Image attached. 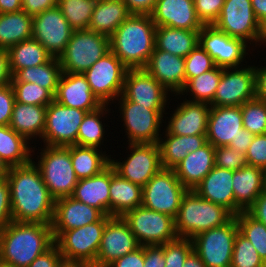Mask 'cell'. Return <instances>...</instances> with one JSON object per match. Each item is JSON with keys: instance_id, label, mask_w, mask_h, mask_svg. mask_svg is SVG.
Here are the masks:
<instances>
[{"instance_id": "6da1fadb", "label": "cell", "mask_w": 266, "mask_h": 267, "mask_svg": "<svg viewBox=\"0 0 266 267\" xmlns=\"http://www.w3.org/2000/svg\"><path fill=\"white\" fill-rule=\"evenodd\" d=\"M7 179L13 221L51 224L55 199L34 162L10 167Z\"/></svg>"}, {"instance_id": "7a4b0ae2", "label": "cell", "mask_w": 266, "mask_h": 267, "mask_svg": "<svg viewBox=\"0 0 266 267\" xmlns=\"http://www.w3.org/2000/svg\"><path fill=\"white\" fill-rule=\"evenodd\" d=\"M54 244L51 224L12 221L0 231V264L28 267Z\"/></svg>"}, {"instance_id": "3957f363", "label": "cell", "mask_w": 266, "mask_h": 267, "mask_svg": "<svg viewBox=\"0 0 266 267\" xmlns=\"http://www.w3.org/2000/svg\"><path fill=\"white\" fill-rule=\"evenodd\" d=\"M155 33L150 15L131 14L110 36V50L128 69L144 68L155 49Z\"/></svg>"}, {"instance_id": "277c9868", "label": "cell", "mask_w": 266, "mask_h": 267, "mask_svg": "<svg viewBox=\"0 0 266 267\" xmlns=\"http://www.w3.org/2000/svg\"><path fill=\"white\" fill-rule=\"evenodd\" d=\"M232 217L223 206L205 200L194 190H188L175 218V229L178 237L192 239L201 232L224 225Z\"/></svg>"}, {"instance_id": "5b68a950", "label": "cell", "mask_w": 266, "mask_h": 267, "mask_svg": "<svg viewBox=\"0 0 266 267\" xmlns=\"http://www.w3.org/2000/svg\"><path fill=\"white\" fill-rule=\"evenodd\" d=\"M35 147L32 148V161L38 167L42 179L51 196L57 200L72 196L78 179L75 175L70 157V145L47 146L43 145L36 154L38 162H35ZM40 151V152H39Z\"/></svg>"}, {"instance_id": "8992f818", "label": "cell", "mask_w": 266, "mask_h": 267, "mask_svg": "<svg viewBox=\"0 0 266 267\" xmlns=\"http://www.w3.org/2000/svg\"><path fill=\"white\" fill-rule=\"evenodd\" d=\"M117 101L119 117L125 129L124 136L128 139L126 144L158 143L162 135L160 132L163 130V118L170 114L165 112L168 109H148V106L127 100L122 94L113 104Z\"/></svg>"}, {"instance_id": "52a82bcc", "label": "cell", "mask_w": 266, "mask_h": 267, "mask_svg": "<svg viewBox=\"0 0 266 267\" xmlns=\"http://www.w3.org/2000/svg\"><path fill=\"white\" fill-rule=\"evenodd\" d=\"M109 51L110 37L90 30H75L58 57L61 71L83 74Z\"/></svg>"}, {"instance_id": "ba28073f", "label": "cell", "mask_w": 266, "mask_h": 267, "mask_svg": "<svg viewBox=\"0 0 266 267\" xmlns=\"http://www.w3.org/2000/svg\"><path fill=\"white\" fill-rule=\"evenodd\" d=\"M187 191L173 169L161 168L142 187V206L175 219Z\"/></svg>"}, {"instance_id": "9c48e42d", "label": "cell", "mask_w": 266, "mask_h": 267, "mask_svg": "<svg viewBox=\"0 0 266 267\" xmlns=\"http://www.w3.org/2000/svg\"><path fill=\"white\" fill-rule=\"evenodd\" d=\"M236 216L222 226L204 231L192 238L193 250L206 267H230L236 234Z\"/></svg>"}, {"instance_id": "30bf717a", "label": "cell", "mask_w": 266, "mask_h": 267, "mask_svg": "<svg viewBox=\"0 0 266 267\" xmlns=\"http://www.w3.org/2000/svg\"><path fill=\"white\" fill-rule=\"evenodd\" d=\"M122 218L141 246L162 245L178 238L175 219L170 215L139 206L126 212Z\"/></svg>"}, {"instance_id": "8fae6325", "label": "cell", "mask_w": 266, "mask_h": 267, "mask_svg": "<svg viewBox=\"0 0 266 267\" xmlns=\"http://www.w3.org/2000/svg\"><path fill=\"white\" fill-rule=\"evenodd\" d=\"M126 148L129 149L127 156H121V160L110 157V165L121 177L143 187L162 168L159 146L157 143H129Z\"/></svg>"}, {"instance_id": "7c38bea8", "label": "cell", "mask_w": 266, "mask_h": 267, "mask_svg": "<svg viewBox=\"0 0 266 267\" xmlns=\"http://www.w3.org/2000/svg\"><path fill=\"white\" fill-rule=\"evenodd\" d=\"M128 68L110 50L83 73L92 93L102 104H109L122 94ZM112 101V102H111Z\"/></svg>"}, {"instance_id": "4fadbf2b", "label": "cell", "mask_w": 266, "mask_h": 267, "mask_svg": "<svg viewBox=\"0 0 266 267\" xmlns=\"http://www.w3.org/2000/svg\"><path fill=\"white\" fill-rule=\"evenodd\" d=\"M110 217L103 215L97 222L63 231L54 240L62 258L80 260L93 265L96 261L106 221Z\"/></svg>"}, {"instance_id": "5bb4252c", "label": "cell", "mask_w": 266, "mask_h": 267, "mask_svg": "<svg viewBox=\"0 0 266 267\" xmlns=\"http://www.w3.org/2000/svg\"><path fill=\"white\" fill-rule=\"evenodd\" d=\"M199 45L212 57L215 66L222 68L246 65L243 62H248V52L254 51L244 40L231 37L213 25H204L199 31Z\"/></svg>"}, {"instance_id": "9a60e30c", "label": "cell", "mask_w": 266, "mask_h": 267, "mask_svg": "<svg viewBox=\"0 0 266 267\" xmlns=\"http://www.w3.org/2000/svg\"><path fill=\"white\" fill-rule=\"evenodd\" d=\"M213 26L231 37L244 40L254 50L257 48L260 23L253 12L251 0H225Z\"/></svg>"}, {"instance_id": "2e32d148", "label": "cell", "mask_w": 266, "mask_h": 267, "mask_svg": "<svg viewBox=\"0 0 266 267\" xmlns=\"http://www.w3.org/2000/svg\"><path fill=\"white\" fill-rule=\"evenodd\" d=\"M86 111L64 106L53 100L47 106L46 125L42 136L43 145H77L79 126Z\"/></svg>"}, {"instance_id": "e0dca14e", "label": "cell", "mask_w": 266, "mask_h": 267, "mask_svg": "<svg viewBox=\"0 0 266 267\" xmlns=\"http://www.w3.org/2000/svg\"><path fill=\"white\" fill-rule=\"evenodd\" d=\"M223 68L210 106H241L255 98V65Z\"/></svg>"}, {"instance_id": "ac0fdd59", "label": "cell", "mask_w": 266, "mask_h": 267, "mask_svg": "<svg viewBox=\"0 0 266 267\" xmlns=\"http://www.w3.org/2000/svg\"><path fill=\"white\" fill-rule=\"evenodd\" d=\"M73 31L57 5L34 16L32 20V38L55 58L64 52Z\"/></svg>"}, {"instance_id": "d6986e66", "label": "cell", "mask_w": 266, "mask_h": 267, "mask_svg": "<svg viewBox=\"0 0 266 267\" xmlns=\"http://www.w3.org/2000/svg\"><path fill=\"white\" fill-rule=\"evenodd\" d=\"M122 95L129 101L148 106V109H168L172 101V93L144 68L127 70Z\"/></svg>"}, {"instance_id": "ffe728a7", "label": "cell", "mask_w": 266, "mask_h": 267, "mask_svg": "<svg viewBox=\"0 0 266 267\" xmlns=\"http://www.w3.org/2000/svg\"><path fill=\"white\" fill-rule=\"evenodd\" d=\"M141 245L120 216H111L103 230L100 247L92 267H107Z\"/></svg>"}, {"instance_id": "44dd1931", "label": "cell", "mask_w": 266, "mask_h": 267, "mask_svg": "<svg viewBox=\"0 0 266 267\" xmlns=\"http://www.w3.org/2000/svg\"><path fill=\"white\" fill-rule=\"evenodd\" d=\"M176 109H173L171 116L164 117V129L168 134L186 135H206L210 104L190 102L184 99ZM168 119V121H166ZM168 122V123H167Z\"/></svg>"}, {"instance_id": "7402d4cb", "label": "cell", "mask_w": 266, "mask_h": 267, "mask_svg": "<svg viewBox=\"0 0 266 267\" xmlns=\"http://www.w3.org/2000/svg\"><path fill=\"white\" fill-rule=\"evenodd\" d=\"M150 16L156 27L200 31L204 26L197 16L193 0H157Z\"/></svg>"}, {"instance_id": "603a6c76", "label": "cell", "mask_w": 266, "mask_h": 267, "mask_svg": "<svg viewBox=\"0 0 266 267\" xmlns=\"http://www.w3.org/2000/svg\"><path fill=\"white\" fill-rule=\"evenodd\" d=\"M102 216L103 214L98 209L75 200L71 196L57 199L51 223L54 240L63 231L97 222Z\"/></svg>"}, {"instance_id": "cb8c5ba5", "label": "cell", "mask_w": 266, "mask_h": 267, "mask_svg": "<svg viewBox=\"0 0 266 267\" xmlns=\"http://www.w3.org/2000/svg\"><path fill=\"white\" fill-rule=\"evenodd\" d=\"M54 100L64 106L77 108L87 113L103 105L92 93L88 81L81 73L62 72Z\"/></svg>"}, {"instance_id": "d4e9b609", "label": "cell", "mask_w": 266, "mask_h": 267, "mask_svg": "<svg viewBox=\"0 0 266 267\" xmlns=\"http://www.w3.org/2000/svg\"><path fill=\"white\" fill-rule=\"evenodd\" d=\"M243 128L241 106H211L206 138L214 148L228 146Z\"/></svg>"}, {"instance_id": "484cf974", "label": "cell", "mask_w": 266, "mask_h": 267, "mask_svg": "<svg viewBox=\"0 0 266 267\" xmlns=\"http://www.w3.org/2000/svg\"><path fill=\"white\" fill-rule=\"evenodd\" d=\"M144 69L172 95L179 94L186 84L185 58L154 49Z\"/></svg>"}, {"instance_id": "4316f807", "label": "cell", "mask_w": 266, "mask_h": 267, "mask_svg": "<svg viewBox=\"0 0 266 267\" xmlns=\"http://www.w3.org/2000/svg\"><path fill=\"white\" fill-rule=\"evenodd\" d=\"M232 177L233 171L214 166L193 190L200 197L223 206L235 216V198Z\"/></svg>"}, {"instance_id": "83f0119b", "label": "cell", "mask_w": 266, "mask_h": 267, "mask_svg": "<svg viewBox=\"0 0 266 267\" xmlns=\"http://www.w3.org/2000/svg\"><path fill=\"white\" fill-rule=\"evenodd\" d=\"M232 178L235 215H237L242 211H247L265 190V171L256 166L246 165L233 171Z\"/></svg>"}, {"instance_id": "f1b7e54d", "label": "cell", "mask_w": 266, "mask_h": 267, "mask_svg": "<svg viewBox=\"0 0 266 267\" xmlns=\"http://www.w3.org/2000/svg\"><path fill=\"white\" fill-rule=\"evenodd\" d=\"M215 148L207 142L188 155L173 169L188 190H193L215 166Z\"/></svg>"}, {"instance_id": "f546056e", "label": "cell", "mask_w": 266, "mask_h": 267, "mask_svg": "<svg viewBox=\"0 0 266 267\" xmlns=\"http://www.w3.org/2000/svg\"><path fill=\"white\" fill-rule=\"evenodd\" d=\"M111 165L98 175L78 180L71 197L110 216Z\"/></svg>"}, {"instance_id": "4dcf8cb0", "label": "cell", "mask_w": 266, "mask_h": 267, "mask_svg": "<svg viewBox=\"0 0 266 267\" xmlns=\"http://www.w3.org/2000/svg\"><path fill=\"white\" fill-rule=\"evenodd\" d=\"M206 143V135L178 136L164 131L157 143L162 168L174 169L188 153L198 150Z\"/></svg>"}, {"instance_id": "1f68e13d", "label": "cell", "mask_w": 266, "mask_h": 267, "mask_svg": "<svg viewBox=\"0 0 266 267\" xmlns=\"http://www.w3.org/2000/svg\"><path fill=\"white\" fill-rule=\"evenodd\" d=\"M46 112L47 106L31 105L15 101L9 126L28 142L32 140L33 144L37 138L39 140L42 139L46 125Z\"/></svg>"}, {"instance_id": "d6a6232c", "label": "cell", "mask_w": 266, "mask_h": 267, "mask_svg": "<svg viewBox=\"0 0 266 267\" xmlns=\"http://www.w3.org/2000/svg\"><path fill=\"white\" fill-rule=\"evenodd\" d=\"M110 216L122 217L126 212L142 206V187L121 177L111 166Z\"/></svg>"}, {"instance_id": "836d02e7", "label": "cell", "mask_w": 266, "mask_h": 267, "mask_svg": "<svg viewBox=\"0 0 266 267\" xmlns=\"http://www.w3.org/2000/svg\"><path fill=\"white\" fill-rule=\"evenodd\" d=\"M131 13L123 0H102L95 4L88 30L110 37Z\"/></svg>"}, {"instance_id": "e575fe53", "label": "cell", "mask_w": 266, "mask_h": 267, "mask_svg": "<svg viewBox=\"0 0 266 267\" xmlns=\"http://www.w3.org/2000/svg\"><path fill=\"white\" fill-rule=\"evenodd\" d=\"M199 44V31L156 27L155 48L185 58Z\"/></svg>"}, {"instance_id": "d590c367", "label": "cell", "mask_w": 266, "mask_h": 267, "mask_svg": "<svg viewBox=\"0 0 266 267\" xmlns=\"http://www.w3.org/2000/svg\"><path fill=\"white\" fill-rule=\"evenodd\" d=\"M111 156L96 147L70 145V157L78 180L101 173L110 165Z\"/></svg>"}, {"instance_id": "8d00e7d4", "label": "cell", "mask_w": 266, "mask_h": 267, "mask_svg": "<svg viewBox=\"0 0 266 267\" xmlns=\"http://www.w3.org/2000/svg\"><path fill=\"white\" fill-rule=\"evenodd\" d=\"M33 17L25 11L0 13V49L32 38Z\"/></svg>"}, {"instance_id": "74e56055", "label": "cell", "mask_w": 266, "mask_h": 267, "mask_svg": "<svg viewBox=\"0 0 266 267\" xmlns=\"http://www.w3.org/2000/svg\"><path fill=\"white\" fill-rule=\"evenodd\" d=\"M23 136L9 125L0 126V157L9 167L25 165L32 160V148Z\"/></svg>"}, {"instance_id": "f35d334b", "label": "cell", "mask_w": 266, "mask_h": 267, "mask_svg": "<svg viewBox=\"0 0 266 267\" xmlns=\"http://www.w3.org/2000/svg\"><path fill=\"white\" fill-rule=\"evenodd\" d=\"M222 72V67L215 66L213 69L189 79L179 94H174L173 97H180V100H182L183 96L187 97L189 95L188 99L185 98V100L211 104L213 102Z\"/></svg>"}, {"instance_id": "ab89813d", "label": "cell", "mask_w": 266, "mask_h": 267, "mask_svg": "<svg viewBox=\"0 0 266 267\" xmlns=\"http://www.w3.org/2000/svg\"><path fill=\"white\" fill-rule=\"evenodd\" d=\"M110 113L111 108L109 104H103L97 110L86 113L79 126L77 145L102 149L101 146H103L104 141L107 140V138L104 137L107 134L105 126L110 127L103 122L105 118L107 120V116L110 115Z\"/></svg>"}, {"instance_id": "60d3db41", "label": "cell", "mask_w": 266, "mask_h": 267, "mask_svg": "<svg viewBox=\"0 0 266 267\" xmlns=\"http://www.w3.org/2000/svg\"><path fill=\"white\" fill-rule=\"evenodd\" d=\"M61 73L59 59L51 57L46 63L41 65L18 70L13 75L11 82H32L49 90L55 96Z\"/></svg>"}, {"instance_id": "b9f144b4", "label": "cell", "mask_w": 266, "mask_h": 267, "mask_svg": "<svg viewBox=\"0 0 266 267\" xmlns=\"http://www.w3.org/2000/svg\"><path fill=\"white\" fill-rule=\"evenodd\" d=\"M7 52L13 75L23 68L46 63L52 57L45 47L33 38L9 47Z\"/></svg>"}, {"instance_id": "7bdbcfd3", "label": "cell", "mask_w": 266, "mask_h": 267, "mask_svg": "<svg viewBox=\"0 0 266 267\" xmlns=\"http://www.w3.org/2000/svg\"><path fill=\"white\" fill-rule=\"evenodd\" d=\"M96 1L94 0H58L57 6L75 30H88Z\"/></svg>"}, {"instance_id": "ee69618b", "label": "cell", "mask_w": 266, "mask_h": 267, "mask_svg": "<svg viewBox=\"0 0 266 267\" xmlns=\"http://www.w3.org/2000/svg\"><path fill=\"white\" fill-rule=\"evenodd\" d=\"M239 232L245 236L259 256L266 261V225L256 220L247 211H242L235 215Z\"/></svg>"}, {"instance_id": "f6af8a7d", "label": "cell", "mask_w": 266, "mask_h": 267, "mask_svg": "<svg viewBox=\"0 0 266 267\" xmlns=\"http://www.w3.org/2000/svg\"><path fill=\"white\" fill-rule=\"evenodd\" d=\"M244 129L253 135L266 134V102L254 98L241 105Z\"/></svg>"}, {"instance_id": "bcb514c9", "label": "cell", "mask_w": 266, "mask_h": 267, "mask_svg": "<svg viewBox=\"0 0 266 267\" xmlns=\"http://www.w3.org/2000/svg\"><path fill=\"white\" fill-rule=\"evenodd\" d=\"M14 90L15 100L19 103L48 106L54 95L38 84L28 82H11Z\"/></svg>"}, {"instance_id": "7dc6e473", "label": "cell", "mask_w": 266, "mask_h": 267, "mask_svg": "<svg viewBox=\"0 0 266 267\" xmlns=\"http://www.w3.org/2000/svg\"><path fill=\"white\" fill-rule=\"evenodd\" d=\"M230 267H264V261L257 250L239 231L235 237Z\"/></svg>"}, {"instance_id": "c3c4849f", "label": "cell", "mask_w": 266, "mask_h": 267, "mask_svg": "<svg viewBox=\"0 0 266 267\" xmlns=\"http://www.w3.org/2000/svg\"><path fill=\"white\" fill-rule=\"evenodd\" d=\"M215 67L212 57L198 44L185 57L186 82Z\"/></svg>"}, {"instance_id": "681fc988", "label": "cell", "mask_w": 266, "mask_h": 267, "mask_svg": "<svg viewBox=\"0 0 266 267\" xmlns=\"http://www.w3.org/2000/svg\"><path fill=\"white\" fill-rule=\"evenodd\" d=\"M193 250L192 239L178 237L164 244L165 267H183L189 253Z\"/></svg>"}, {"instance_id": "f907efd6", "label": "cell", "mask_w": 266, "mask_h": 267, "mask_svg": "<svg viewBox=\"0 0 266 267\" xmlns=\"http://www.w3.org/2000/svg\"><path fill=\"white\" fill-rule=\"evenodd\" d=\"M215 166L231 171L239 170L247 165L245 154L230 146L215 147Z\"/></svg>"}, {"instance_id": "816d5d0a", "label": "cell", "mask_w": 266, "mask_h": 267, "mask_svg": "<svg viewBox=\"0 0 266 267\" xmlns=\"http://www.w3.org/2000/svg\"><path fill=\"white\" fill-rule=\"evenodd\" d=\"M246 163L266 171V134L254 135L245 154Z\"/></svg>"}, {"instance_id": "f5cc1de1", "label": "cell", "mask_w": 266, "mask_h": 267, "mask_svg": "<svg viewBox=\"0 0 266 267\" xmlns=\"http://www.w3.org/2000/svg\"><path fill=\"white\" fill-rule=\"evenodd\" d=\"M225 0H196L197 16L204 25H213L218 19Z\"/></svg>"}, {"instance_id": "db71d44e", "label": "cell", "mask_w": 266, "mask_h": 267, "mask_svg": "<svg viewBox=\"0 0 266 267\" xmlns=\"http://www.w3.org/2000/svg\"><path fill=\"white\" fill-rule=\"evenodd\" d=\"M12 221L10 186L6 177L0 179V231Z\"/></svg>"}, {"instance_id": "11a10c76", "label": "cell", "mask_w": 266, "mask_h": 267, "mask_svg": "<svg viewBox=\"0 0 266 267\" xmlns=\"http://www.w3.org/2000/svg\"><path fill=\"white\" fill-rule=\"evenodd\" d=\"M15 101L11 84L0 87V126L10 124Z\"/></svg>"}, {"instance_id": "9f6ffc18", "label": "cell", "mask_w": 266, "mask_h": 267, "mask_svg": "<svg viewBox=\"0 0 266 267\" xmlns=\"http://www.w3.org/2000/svg\"><path fill=\"white\" fill-rule=\"evenodd\" d=\"M164 244L144 245V267H165Z\"/></svg>"}, {"instance_id": "6f0895ef", "label": "cell", "mask_w": 266, "mask_h": 267, "mask_svg": "<svg viewBox=\"0 0 266 267\" xmlns=\"http://www.w3.org/2000/svg\"><path fill=\"white\" fill-rule=\"evenodd\" d=\"M107 267H144V246L120 257Z\"/></svg>"}, {"instance_id": "680465c9", "label": "cell", "mask_w": 266, "mask_h": 267, "mask_svg": "<svg viewBox=\"0 0 266 267\" xmlns=\"http://www.w3.org/2000/svg\"><path fill=\"white\" fill-rule=\"evenodd\" d=\"M62 255L54 244L45 253L35 258L28 267H57Z\"/></svg>"}, {"instance_id": "91938a15", "label": "cell", "mask_w": 266, "mask_h": 267, "mask_svg": "<svg viewBox=\"0 0 266 267\" xmlns=\"http://www.w3.org/2000/svg\"><path fill=\"white\" fill-rule=\"evenodd\" d=\"M58 4V0H22V10L34 17Z\"/></svg>"}, {"instance_id": "94428289", "label": "cell", "mask_w": 266, "mask_h": 267, "mask_svg": "<svg viewBox=\"0 0 266 267\" xmlns=\"http://www.w3.org/2000/svg\"><path fill=\"white\" fill-rule=\"evenodd\" d=\"M131 14L150 15L157 0H123Z\"/></svg>"}, {"instance_id": "6125c7cd", "label": "cell", "mask_w": 266, "mask_h": 267, "mask_svg": "<svg viewBox=\"0 0 266 267\" xmlns=\"http://www.w3.org/2000/svg\"><path fill=\"white\" fill-rule=\"evenodd\" d=\"M258 66L255 65V98L266 102V65Z\"/></svg>"}, {"instance_id": "be15d7a7", "label": "cell", "mask_w": 266, "mask_h": 267, "mask_svg": "<svg viewBox=\"0 0 266 267\" xmlns=\"http://www.w3.org/2000/svg\"><path fill=\"white\" fill-rule=\"evenodd\" d=\"M247 212L256 220L266 225V190L256 198Z\"/></svg>"}, {"instance_id": "e7e4bbea", "label": "cell", "mask_w": 266, "mask_h": 267, "mask_svg": "<svg viewBox=\"0 0 266 267\" xmlns=\"http://www.w3.org/2000/svg\"><path fill=\"white\" fill-rule=\"evenodd\" d=\"M12 79L8 52L0 49V87L11 84Z\"/></svg>"}, {"instance_id": "03108f58", "label": "cell", "mask_w": 266, "mask_h": 267, "mask_svg": "<svg viewBox=\"0 0 266 267\" xmlns=\"http://www.w3.org/2000/svg\"><path fill=\"white\" fill-rule=\"evenodd\" d=\"M254 135L250 133L247 129H241L239 135L235 140L231 141L228 146L234 148L238 152L246 154L249 145L251 144Z\"/></svg>"}, {"instance_id": "003e7915", "label": "cell", "mask_w": 266, "mask_h": 267, "mask_svg": "<svg viewBox=\"0 0 266 267\" xmlns=\"http://www.w3.org/2000/svg\"><path fill=\"white\" fill-rule=\"evenodd\" d=\"M22 10V0H0V13H11Z\"/></svg>"}, {"instance_id": "a7ac6f4b", "label": "cell", "mask_w": 266, "mask_h": 267, "mask_svg": "<svg viewBox=\"0 0 266 267\" xmlns=\"http://www.w3.org/2000/svg\"><path fill=\"white\" fill-rule=\"evenodd\" d=\"M255 17L261 23L266 19V0H251Z\"/></svg>"}, {"instance_id": "89a4df30", "label": "cell", "mask_w": 266, "mask_h": 267, "mask_svg": "<svg viewBox=\"0 0 266 267\" xmlns=\"http://www.w3.org/2000/svg\"><path fill=\"white\" fill-rule=\"evenodd\" d=\"M183 267H206L199 255L192 250L187 256Z\"/></svg>"}, {"instance_id": "2644e50d", "label": "cell", "mask_w": 266, "mask_h": 267, "mask_svg": "<svg viewBox=\"0 0 266 267\" xmlns=\"http://www.w3.org/2000/svg\"><path fill=\"white\" fill-rule=\"evenodd\" d=\"M57 267H92V265L80 260H68L62 258Z\"/></svg>"}, {"instance_id": "8c879c8a", "label": "cell", "mask_w": 266, "mask_h": 267, "mask_svg": "<svg viewBox=\"0 0 266 267\" xmlns=\"http://www.w3.org/2000/svg\"><path fill=\"white\" fill-rule=\"evenodd\" d=\"M261 45H264V47L266 46V19L260 23L259 37L256 46L260 48L262 47Z\"/></svg>"}, {"instance_id": "753ad0ef", "label": "cell", "mask_w": 266, "mask_h": 267, "mask_svg": "<svg viewBox=\"0 0 266 267\" xmlns=\"http://www.w3.org/2000/svg\"><path fill=\"white\" fill-rule=\"evenodd\" d=\"M9 170L8 164L0 157V179L6 178Z\"/></svg>"}, {"instance_id": "34e18365", "label": "cell", "mask_w": 266, "mask_h": 267, "mask_svg": "<svg viewBox=\"0 0 266 267\" xmlns=\"http://www.w3.org/2000/svg\"><path fill=\"white\" fill-rule=\"evenodd\" d=\"M265 190H266V171H265Z\"/></svg>"}]
</instances>
